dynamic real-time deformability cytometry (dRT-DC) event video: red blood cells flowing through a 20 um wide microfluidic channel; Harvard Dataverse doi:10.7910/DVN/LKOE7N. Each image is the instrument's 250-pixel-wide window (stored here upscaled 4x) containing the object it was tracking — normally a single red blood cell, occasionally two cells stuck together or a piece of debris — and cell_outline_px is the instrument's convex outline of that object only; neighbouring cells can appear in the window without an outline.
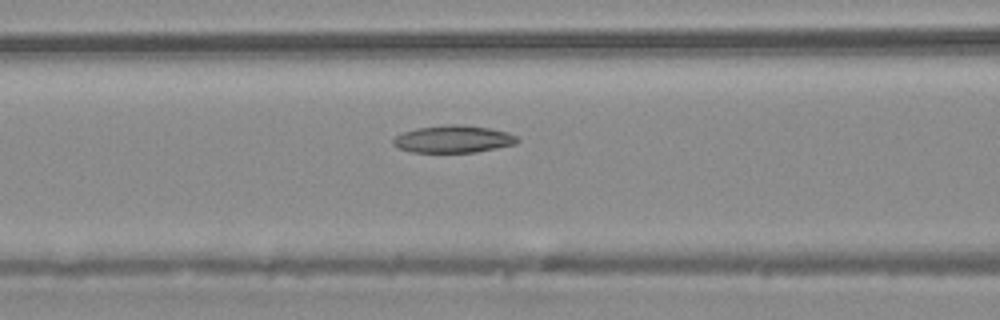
{"species": "common noctule bat (a hibernating species)", "species_latin": "Nyctalus noctula", "temperature_condition": "warm", "stored_images_in_passage": 30, "camera_frame_rate_fps": 3000, "um_per_image_px": 0.085, "animal": {"sex": "male", "body_mass_g": 20.4}, "frame": {"image": 1, "passage_image": 5, "time_ms": 1.333, "image_size_px": [1000, 320], "cell_outline_px": [[520, 140], [516, 144], [476, 152], [412, 152], [400, 148], [392, 144], [392, 140], [396, 136], [404, 132], [416, 128], [444, 124], [464, 124], [488, 128], [508, 132], [516, 136]], "centroid_in_image_um": [38.54, 11.81], "position_along_channel_um": 128.1, "area_um2": 19.83}}
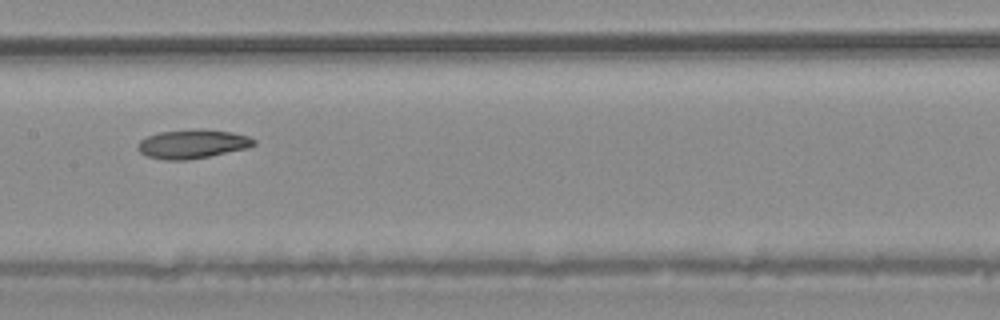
{"frame": {"image": 2, "passage_image": 9, "time_ms": 2.667, "image_size_px": [1000, 320], "cell_outline_px": [[256, 144], [248, 148], [188, 160], [164, 160], [144, 156], [136, 148], [136, 144], [140, 140], [148, 136], [160, 132], [232, 132], [248, 136], [256, 140]], "centroid_in_image_um": [16.31, 12.3], "position_along_channel_um": 191.1, "area_um2": 18.73}}
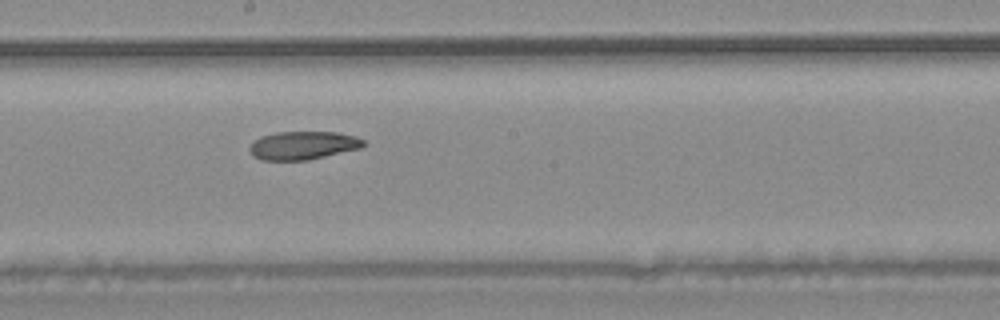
{"frame": {"image": 3, "passage_image": 11, "time_ms": 3.333, "image_size_px": [1000, 320], "cell_outline_px": [[364, 144], [360, 148], [308, 160], [260, 160], [252, 156], [248, 148], [260, 136], [276, 132], [336, 132], [356, 136], [364, 140]], "centroid_in_image_um": [25.73, 12.36], "position_along_channel_um": 222.5, "area_um2": 18.73}}